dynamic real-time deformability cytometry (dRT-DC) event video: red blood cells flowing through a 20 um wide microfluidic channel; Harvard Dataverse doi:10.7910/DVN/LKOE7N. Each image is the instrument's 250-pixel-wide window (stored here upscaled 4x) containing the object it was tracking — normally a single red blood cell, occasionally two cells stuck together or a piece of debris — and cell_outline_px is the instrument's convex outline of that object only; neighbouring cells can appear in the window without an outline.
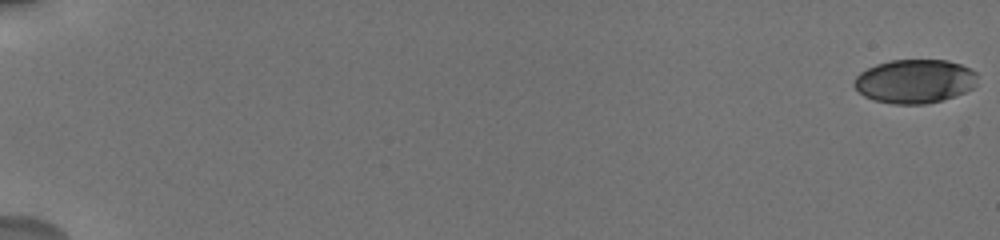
{"species": "human", "species_latin": "Homo sapiens", "temperature_condition": "cold", "stored_images_in_passage": 39, "camera_frame_rate_fps": 3000, "um_per_image_px": 0.085, "donor": {"sex": "male"}, "frame": {"image": 1, "passage_image": 1, "time_ms": 0.0, "image_size_px": [1000, 240], "cell_outline_px": [[976, 84], [972, 88], [956, 96], [924, 104], [892, 104], [872, 100], [864, 96], [852, 84], [856, 76], [860, 72], [876, 64], [892, 60], [948, 60], [960, 64], [976, 72]], "centroid_in_image_um": [77.73, 6.91], "position_along_channel_um": 7.3, "area_um2": 31.5}}
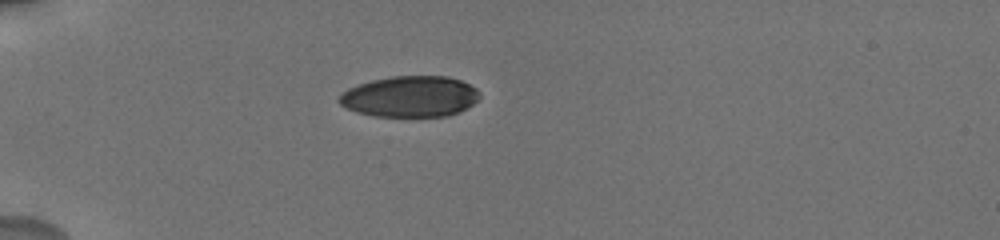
{"frame": {"image": 2, "passage_image": 28, "time_ms": 6.0, "image_size_px": [1000, 240], "cell_outline_px": [[480, 96], [472, 104], [448, 116], [376, 116], [356, 112], [340, 104], [336, 100], [348, 88], [372, 80], [392, 76], [448, 76], [460, 80], [476, 88], [480, 92]], "centroid_in_image_um": [34.85, 8.2], "position_along_channel_um": 50.2, "area_um2": 33.29}}
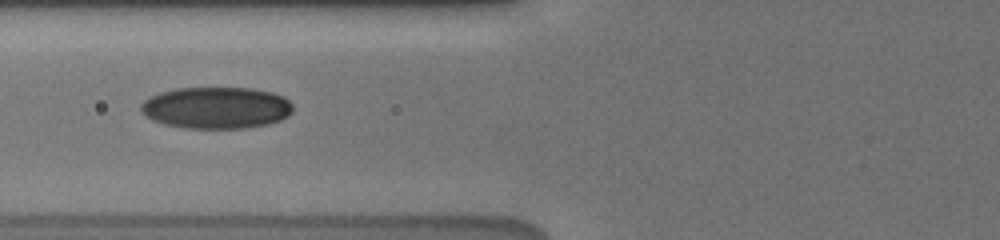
{"frame": {"image": 3, "passage_image": 38, "time_ms": 8.333, "image_size_px": [1000, 240], "cell_outline_px": [[292, 112], [288, 116], [280, 120], [268, 124], [248, 128], [184, 128], [164, 124], [152, 120], [140, 108], [140, 104], [148, 96], [160, 92], [176, 88], [252, 88], [272, 92], [284, 96], [292, 104]], "centroid_in_image_um": [18.39, 9.15], "position_along_channel_um": 107.4, "area_um2": 37.17}}